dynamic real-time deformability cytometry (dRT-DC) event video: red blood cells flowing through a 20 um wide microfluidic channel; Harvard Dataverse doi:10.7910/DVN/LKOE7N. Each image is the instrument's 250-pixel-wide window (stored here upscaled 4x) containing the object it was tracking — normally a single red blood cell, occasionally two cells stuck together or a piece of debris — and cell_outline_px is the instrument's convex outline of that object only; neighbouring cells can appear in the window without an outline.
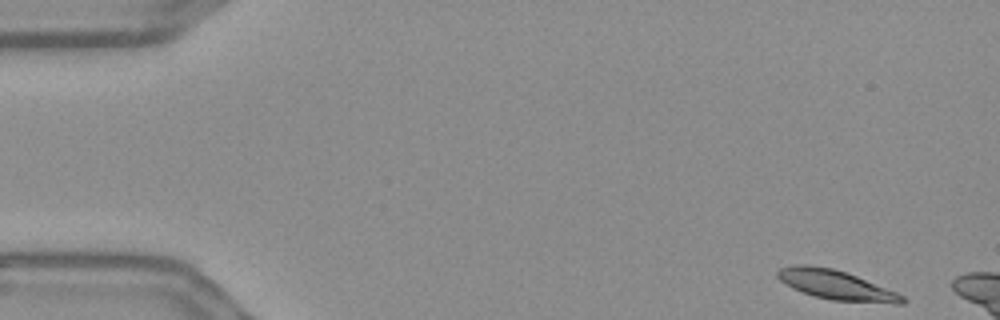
{"species": "Egyptian fruit bat (a non-hibernating species)", "species_latin": "Rousettus aegyptiacus", "temperature_condition": "warm", "stored_images_in_passage": 7, "camera_frame_rate_fps": 3000, "um_per_image_px": 0.085, "frame": {"image": 1, "passage_image": 1, "time_ms": 0.0, "image_size_px": [1000, 320], "cell_outline_px": [[908, 300], [904, 304], [892, 304], [832, 300], [812, 296], [792, 288], [780, 280], [776, 276], [776, 272], [780, 268], [792, 264], [808, 264], [832, 268], [856, 276], [896, 292], [904, 296]], "centroid_in_image_um": [71.06, 24.23], "position_along_channel_um": 13.9, "area_um2": 21.56}}